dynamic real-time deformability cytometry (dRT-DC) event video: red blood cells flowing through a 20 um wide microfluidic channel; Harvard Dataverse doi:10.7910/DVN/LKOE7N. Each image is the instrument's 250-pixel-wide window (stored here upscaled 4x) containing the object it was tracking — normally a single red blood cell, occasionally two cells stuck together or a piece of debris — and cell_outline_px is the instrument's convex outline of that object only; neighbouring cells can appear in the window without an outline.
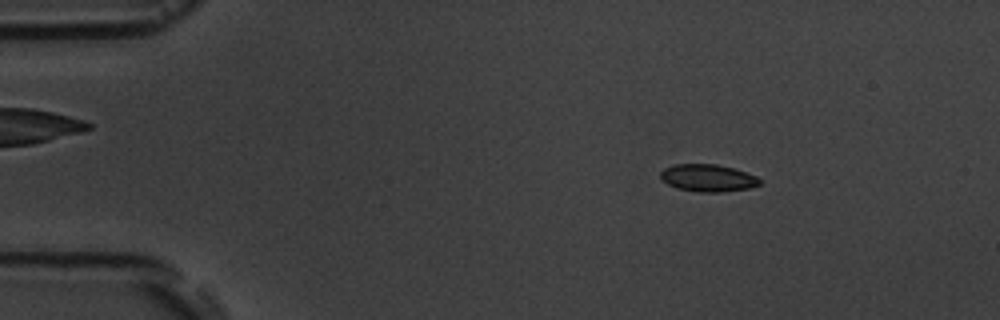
{"species": "common noctule bat (a hibernating species)", "species_latin": "Nyctalus noctula", "temperature_condition": "room temperature", "stored_images_in_passage": 4, "camera_frame_rate_fps": 3000, "um_per_image_px": 0.085, "animal": {"sex": "male", "body_mass_g": 19.5, "forearm_length_mm": 54.6}, "frame": {"image": 1, "passage_image": 1, "time_ms": 0.0, "image_size_px": [1000, 320], "cell_outline_px": [[760, 184], [748, 188], [720, 192], [700, 192], [676, 188], [668, 184], [660, 176], [660, 172], [664, 168], [672, 164], [716, 164], [732, 168], [756, 176], [760, 180]], "centroid_in_image_um": [60.13, 15.12], "position_along_channel_um": 24.9, "area_um2": 15.61}}
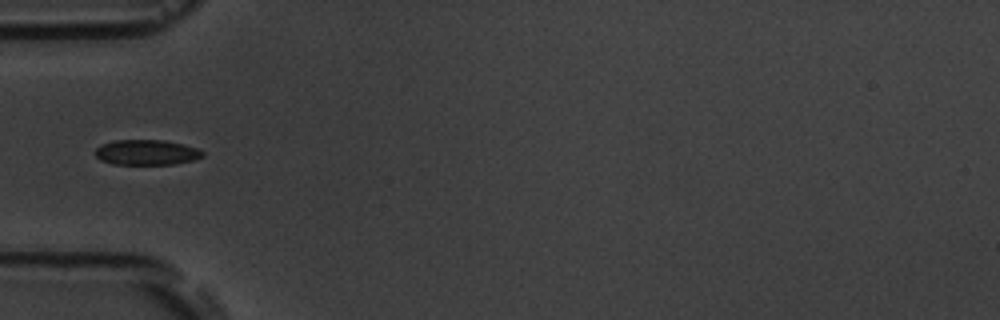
{"frame": {"image": 2, "passage_image": 4, "time_ms": 3.333, "image_size_px": [1000, 320], "cell_outline_px": [[204, 156], [192, 160], [172, 164], [112, 164], [100, 160], [96, 156], [96, 148], [100, 144], [116, 140], [164, 140], [184, 144], [196, 148], [204, 152]], "centroid_in_image_um": [12.44, 12.94], "position_along_channel_um": 72.6, "area_um2": 15.78}}